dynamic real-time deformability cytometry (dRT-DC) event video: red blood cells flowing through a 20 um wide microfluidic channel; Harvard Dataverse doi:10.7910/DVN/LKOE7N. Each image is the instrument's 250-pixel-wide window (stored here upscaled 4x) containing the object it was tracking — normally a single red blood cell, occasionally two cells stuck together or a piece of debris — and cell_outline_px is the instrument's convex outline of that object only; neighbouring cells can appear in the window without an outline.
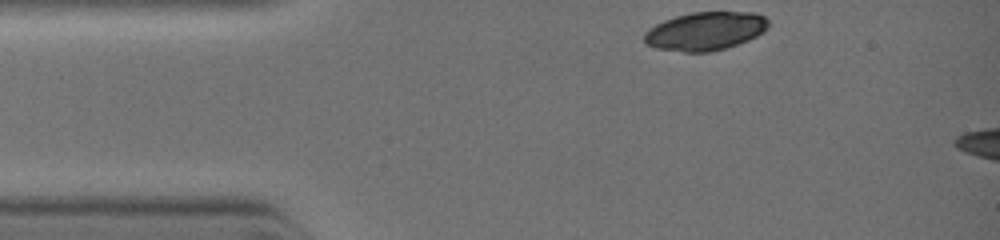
{"species": "common noctule bat (a hibernating species)", "species_latin": "Nyctalus noctula", "temperature_condition": "warm", "stored_images_in_passage": 5, "camera_frame_rate_fps": 3000, "um_per_image_px": 0.085, "animal": {"sex": "female", "body_mass_g": 19.0, "forearm_length_mm": 51.5}, "frame": {"image": 1, "passage_image": 1, "time_ms": 0.0, "image_size_px": [1000, 240], "cell_outline_px": [[768, 28], [764, 32], [748, 40], [724, 48], [708, 52], [684, 52], [656, 48], [644, 44], [644, 32], [648, 28], [664, 20], [676, 16], [692, 12], [752, 12], [764, 16], [768, 20]], "centroid_in_image_um": [59.93, 2.64], "position_along_channel_um": 25.1, "area_um2": 27.8}}